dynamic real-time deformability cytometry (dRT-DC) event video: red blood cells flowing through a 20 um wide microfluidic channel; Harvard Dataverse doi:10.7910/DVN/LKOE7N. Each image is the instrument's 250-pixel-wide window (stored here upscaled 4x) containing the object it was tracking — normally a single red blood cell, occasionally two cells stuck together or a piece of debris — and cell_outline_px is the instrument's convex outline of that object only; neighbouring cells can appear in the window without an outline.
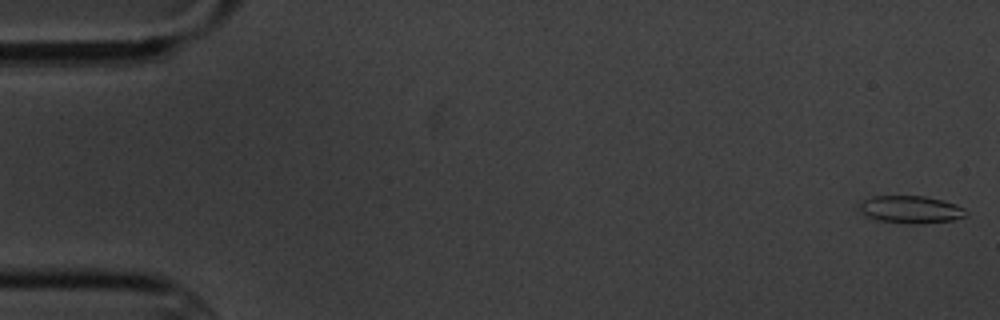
{"species": "common noctule bat (a hibernating species)", "species_latin": "Nyctalus noctula", "temperature_condition": "cold", "stored_images_in_passage": 9, "camera_frame_rate_fps": 3000, "um_per_image_px": 0.085, "animal": {"sex": "male", "body_mass_g": 20.1, "forearm_length_mm": 53.5}, "frame": {"image": 1, "passage_image": 1, "time_ms": 0.0, "image_size_px": [1000, 320], "cell_outline_px": [[968, 216], [952, 220], [916, 224], [912, 224], [876, 220], [864, 216], [860, 212], [860, 204], [864, 200], [872, 196], [924, 196], [944, 200], [956, 204], [964, 208], [968, 212]], "centroid_in_image_um": [77.43, 17.81], "position_along_channel_um": 7.6, "area_um2": 17.22}}
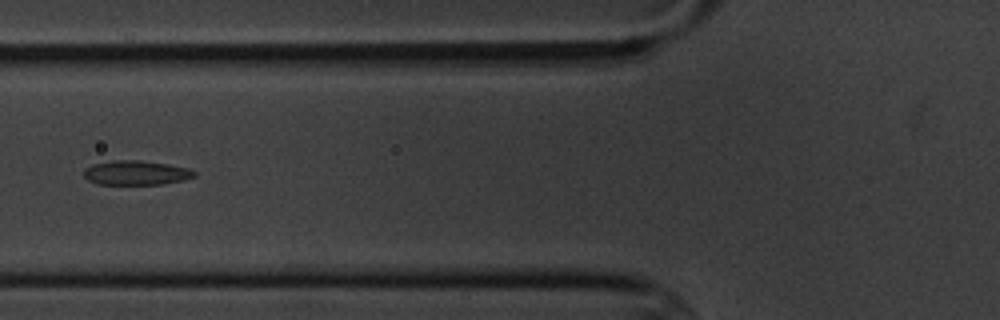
{"frame": {"image": 2, "passage_image": 7, "time_ms": 7.0, "image_size_px": [1000, 320], "cell_outline_px": [[196, 176], [184, 180], [160, 184], [96, 184], [88, 180], [84, 176], [84, 168], [92, 164], [112, 160], [140, 160], [168, 164], [188, 168], [196, 172]], "centroid_in_image_um": [11.55, 14.68], "position_along_channel_um": 114.3, "area_um2": 15.78}}
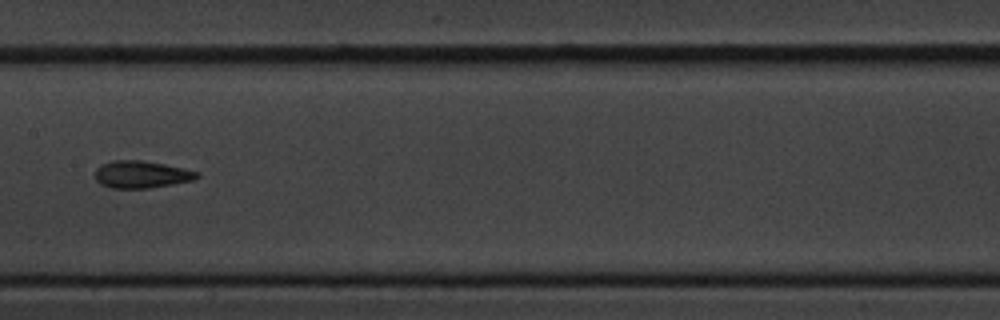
{"frame": {"image": 3, "passage_image": 9, "time_ms": 9.333, "image_size_px": [1000, 320], "cell_outline_px": [[200, 176], [192, 180], [172, 184], [148, 188], [108, 188], [100, 184], [96, 180], [96, 168], [100, 164], [112, 160], [140, 160], [164, 164], [200, 172]], "centroid_in_image_um": [11.98, 14.82], "position_along_channel_um": 195.4, "area_um2": 16.18}}